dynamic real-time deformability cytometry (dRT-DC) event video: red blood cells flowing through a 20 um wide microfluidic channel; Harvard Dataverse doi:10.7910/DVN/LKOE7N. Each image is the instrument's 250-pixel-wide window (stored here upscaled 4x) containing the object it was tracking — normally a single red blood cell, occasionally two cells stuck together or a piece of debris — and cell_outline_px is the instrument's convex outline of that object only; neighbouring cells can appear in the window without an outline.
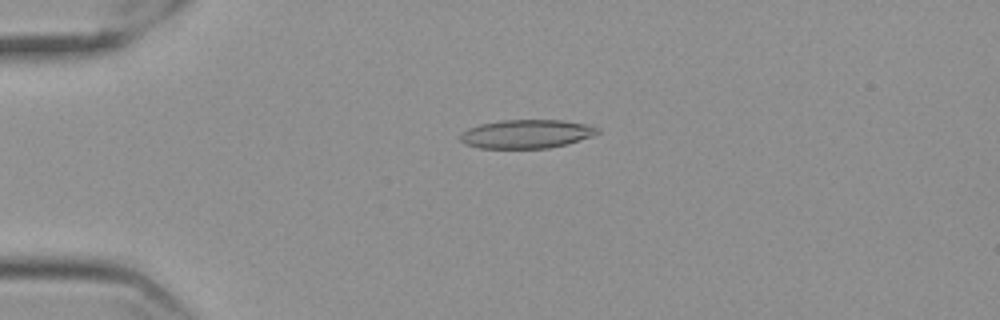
{"species": "Egyptian fruit bat (a non-hibernating species)", "species_latin": "Rousettus aegyptiacus", "temperature_condition": "cold", "stored_images_in_passage": 57, "camera_frame_rate_fps": 3000, "um_per_image_px": 0.085, "frame": {"image": 1, "passage_image": 14, "time_ms": 4.333, "image_size_px": [1000, 320], "cell_outline_px": [[600, 132], [592, 136], [568, 144], [548, 148], [480, 148], [464, 144], [460, 140], [460, 132], [468, 128], [480, 124], [500, 120], [560, 120], [588, 124], [600, 128]], "centroid_in_image_um": [44.75, 11.38], "position_along_channel_um": 40.3, "area_um2": 23.12}}
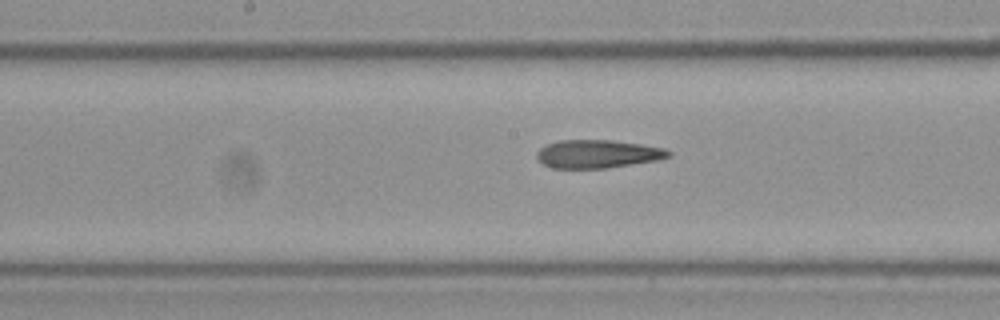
{"frame": {"image": 2, "passage_image": 30, "time_ms": 9.667, "image_size_px": [1000, 320], "cell_outline_px": [[672, 152], [668, 156], [660, 160], [608, 168], [552, 168], [544, 164], [536, 156], [536, 152], [540, 148], [548, 144], [560, 140], [612, 140], [640, 144], [664, 148]], "centroid_in_image_um": [50.82, 13.09], "position_along_channel_um": 197.4, "area_um2": 21.62}}
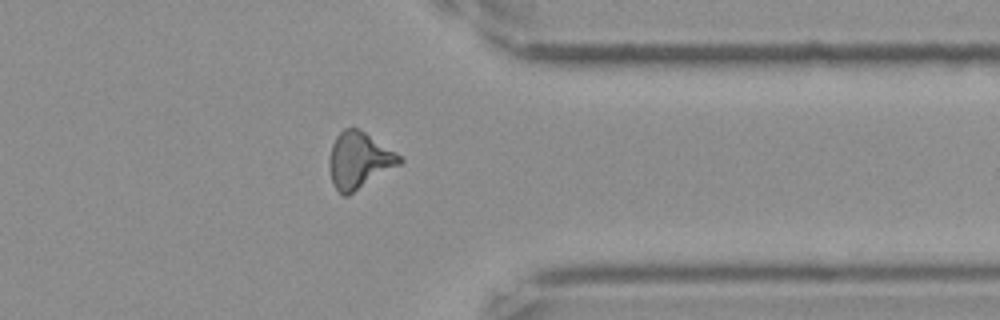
{"frame": {"image": 3, "passage_image": 46, "time_ms": 15.0, "image_size_px": [1000, 320], "cell_outline_px": [[404, 160], [400, 164], [348, 196], [344, 196], [336, 188], [332, 180], [328, 164], [328, 160], [332, 144], [336, 136], [344, 128], [356, 128], [364, 132], [396, 152]], "centroid_in_image_um": [30.5, 13.63], "position_along_channel_um": 380.9, "area_um2": 22.83}, "authors_computed_cell_mechanics": {"area_um2": 22.1374, "velocity_mm_per_s": 3.5567, "shape_relaxation_time_tau1_ms": null, "shape_relaxation_time_tau2_ms": 3.4322, "deformation_change_tau1": null, "deformation_change_tau2": 0.1452}}